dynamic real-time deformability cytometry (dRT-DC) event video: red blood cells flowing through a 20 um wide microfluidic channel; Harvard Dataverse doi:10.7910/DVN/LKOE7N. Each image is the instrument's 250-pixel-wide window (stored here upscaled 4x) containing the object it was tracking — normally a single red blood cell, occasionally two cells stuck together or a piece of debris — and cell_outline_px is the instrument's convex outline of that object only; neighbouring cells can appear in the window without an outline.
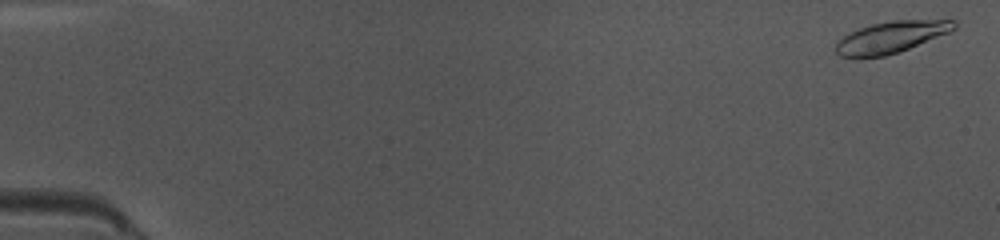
{"species": "common noctule bat (a hibernating species)", "species_latin": "Nyctalus noctula", "temperature_condition": "warm", "stored_images_in_passage": 43, "camera_frame_rate_fps": 3000, "um_per_image_px": 0.085, "animal": {"sex": "female", "body_mass_g": 10.0, "forearm_length_mm": 53.1}, "frame": {"image": 1, "passage_image": 2, "time_ms": 0.333, "image_size_px": [1000, 240], "cell_outline_px": [[956, 28], [948, 32], [900, 52], [884, 56], [860, 60], [840, 56], [836, 52], [836, 44], [848, 32], [872, 24], [892, 20], [956, 20]], "centroid_in_image_um": [75.68, 3.19], "position_along_channel_um": 9.3, "area_um2": 21.96}}
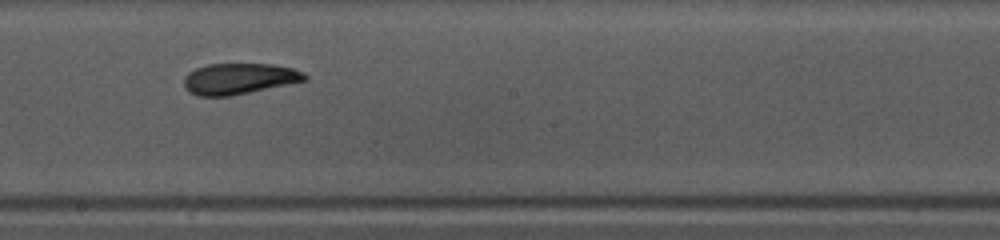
{"frame": {"image": 2, "passage_image": 29, "time_ms": 9.333, "image_size_px": [1000, 240], "cell_outline_px": [[308, 80], [232, 96], [196, 96], [184, 88], [184, 76], [188, 72], [196, 68], [208, 64], [276, 64], [292, 68], [304, 72], [308, 76]], "centroid_in_image_um": [20.33, 6.69], "position_along_channel_um": 227.9, "area_um2": 22.08}}
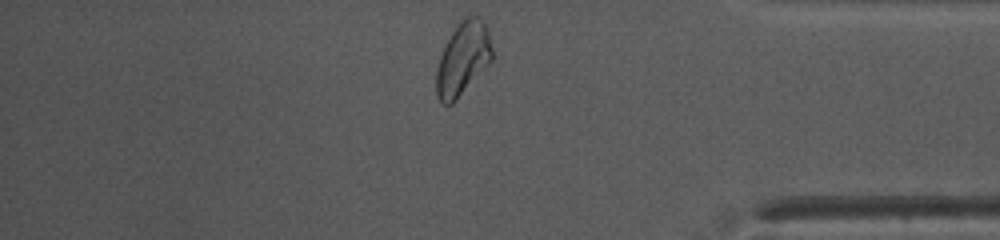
{"frame": {"image": 3, "passage_image": 43, "time_ms": 14.0, "image_size_px": [1000, 240], "cell_outline_px": [[492, 60], [456, 100], [452, 104], [440, 104], [436, 96], [436, 72], [440, 56], [452, 32], [460, 20], [468, 16], [480, 16], [484, 20], [488, 32], [492, 48]], "centroid_in_image_um": [39.34, 5.0], "position_along_channel_um": 395.9, "area_um2": 23.64}, "authors_computed_cell_mechanics": {"area_um2": 21.964, "velocity_mm_per_s": 4.0353, "shape_relaxation_time_tau1_ms": 4.682, "shape_relaxation_time_tau2_ms": 3.1901, "deformation_change_tau1": 0.1673, "deformation_change_tau2": 0.0764}}